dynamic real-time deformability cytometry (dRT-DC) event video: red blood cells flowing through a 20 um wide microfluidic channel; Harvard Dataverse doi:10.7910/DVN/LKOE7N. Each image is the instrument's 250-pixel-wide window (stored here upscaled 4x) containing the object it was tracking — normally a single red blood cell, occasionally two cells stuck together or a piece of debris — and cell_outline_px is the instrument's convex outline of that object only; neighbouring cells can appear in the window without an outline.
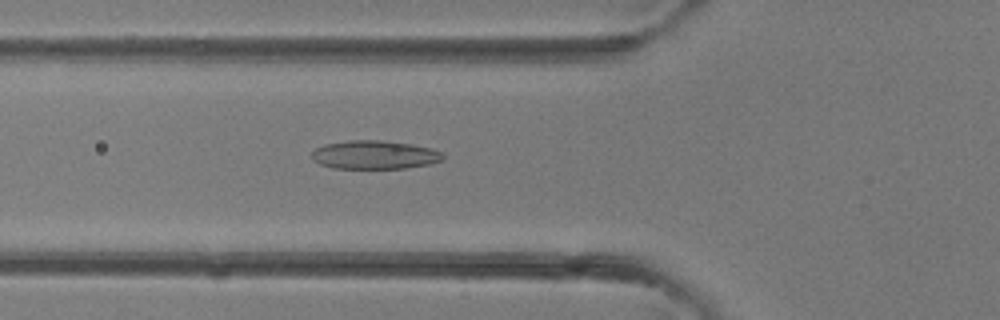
{"species": "common noctule bat (a hibernating species)", "species_latin": "Nyctalus noctula", "temperature_condition": "room temperature", "stored_images_in_passage": 31, "camera_frame_rate_fps": 3000, "um_per_image_px": 0.085, "animal": {"sex": "female"}, "frame": {"image": 1, "passage_image": 6, "time_ms": 1.667, "image_size_px": [1000, 320], "cell_outline_px": [[444, 160], [428, 164], [404, 168], [332, 168], [320, 164], [312, 160], [312, 152], [316, 148], [324, 144], [348, 140], [380, 140], [412, 144], [432, 148], [444, 152]], "centroid_in_image_um": [31.85, 13.15], "position_along_channel_um": 93.9, "area_um2": 21.96}}
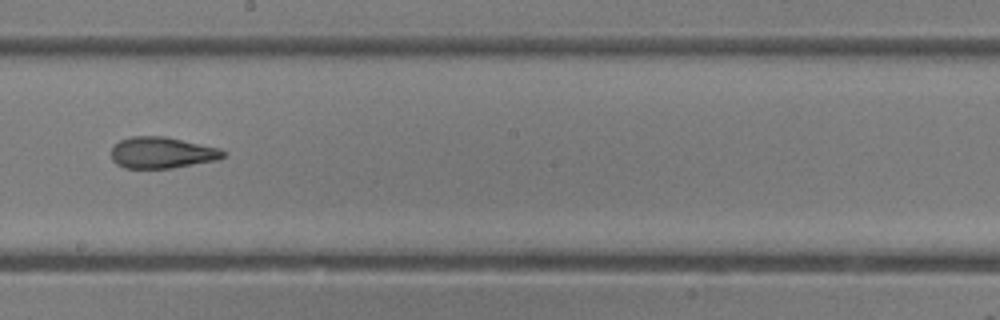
{"frame": {"image": 2, "passage_image": 14, "time_ms": 4.333, "image_size_px": [1000, 320], "cell_outline_px": [[224, 156], [220, 160], [172, 168], [124, 168], [116, 164], [112, 160], [112, 148], [120, 140], [132, 136], [164, 136], [220, 148], [224, 152]], "centroid_in_image_um": [13.78, 12.98], "position_along_channel_um": 234.4, "area_um2": 20.46}}
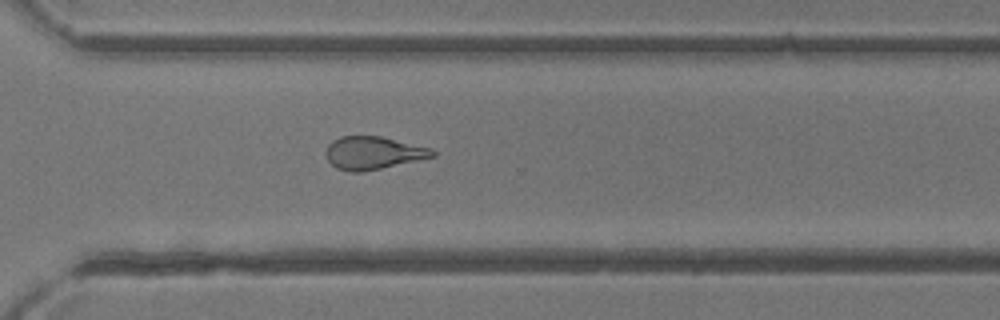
{"frame": {"image": 3, "passage_image": 20, "time_ms": 6.333, "image_size_px": [1000, 320], "cell_outline_px": [[436, 156], [380, 168], [360, 172], [352, 172], [336, 168], [328, 160], [324, 152], [328, 144], [332, 140], [340, 136], [380, 136], [432, 148], [436, 152]], "centroid_in_image_um": [31.7, 12.99], "position_along_channel_um": 338.9, "area_um2": 20.35}}